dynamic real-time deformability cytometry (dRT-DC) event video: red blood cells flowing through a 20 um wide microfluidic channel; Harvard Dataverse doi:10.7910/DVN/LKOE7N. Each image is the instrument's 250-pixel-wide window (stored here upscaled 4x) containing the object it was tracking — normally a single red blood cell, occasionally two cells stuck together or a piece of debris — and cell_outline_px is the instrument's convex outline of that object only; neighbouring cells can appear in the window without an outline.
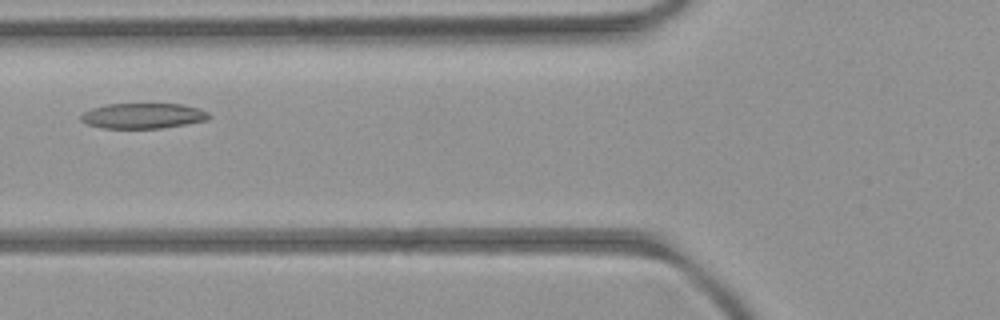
{"species": "common noctule bat (a hibernating species)", "species_latin": "Nyctalus noctula", "temperature_condition": "room temperature", "stored_images_in_passage": 3, "camera_frame_rate_fps": 3000, "um_per_image_px": 0.085, "animal": {"sex": "female", "body_mass_g": 21.9}, "frame": {"image": 1, "passage_image": 2, "time_ms": 1.333, "image_size_px": [1000, 320], "cell_outline_px": [[212, 116], [208, 120], [160, 128], [104, 128], [88, 124], [80, 120], [80, 112], [92, 108], [108, 104], [184, 104], [200, 108], [208, 112]], "centroid_in_image_um": [12.16, 9.83], "position_along_channel_um": 113.6, "area_um2": 19.02}}
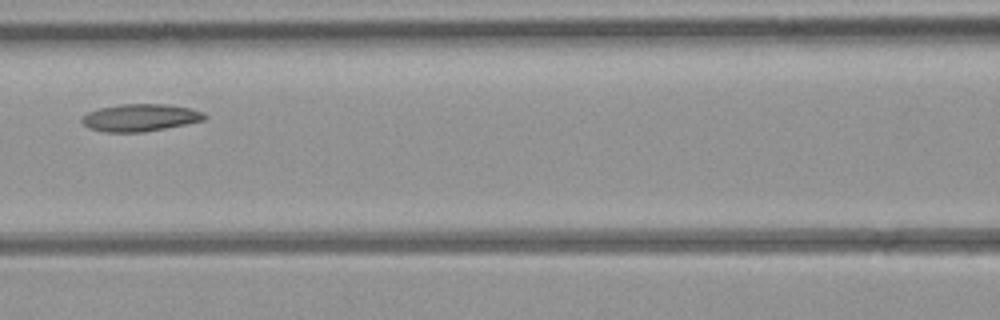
{"frame": {"image": 2, "passage_image": 3, "time_ms": 2.333, "image_size_px": [1000, 320], "cell_outline_px": [[208, 116], [204, 120], [144, 132], [104, 132], [88, 128], [80, 120], [88, 112], [100, 108], [120, 104], [164, 104], [192, 108], [204, 112]], "centroid_in_image_um": [11.92, 9.99], "position_along_channel_um": 154.7, "area_um2": 19.48}}